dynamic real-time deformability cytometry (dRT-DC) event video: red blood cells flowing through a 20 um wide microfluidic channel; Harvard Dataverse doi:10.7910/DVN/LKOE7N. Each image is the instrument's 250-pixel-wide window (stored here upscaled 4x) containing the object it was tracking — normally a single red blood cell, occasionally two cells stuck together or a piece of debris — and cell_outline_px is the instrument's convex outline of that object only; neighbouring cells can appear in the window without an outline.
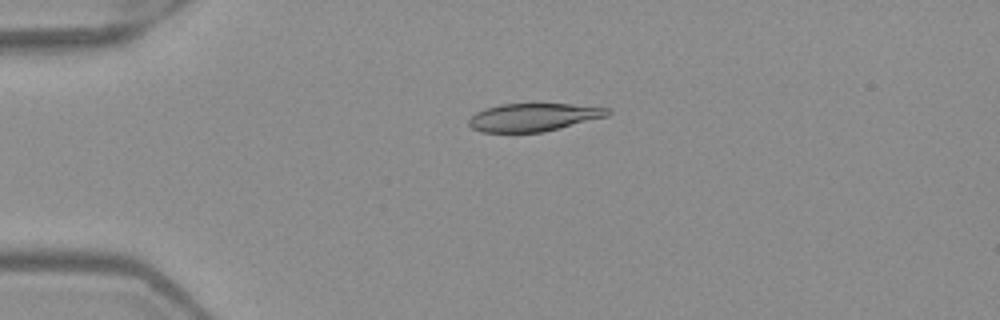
{"species": "Egyptian fruit bat (a non-hibernating species)", "species_latin": "Rousettus aegyptiacus", "temperature_condition": "warm", "stored_images_in_passage": 5, "camera_frame_rate_fps": 3000, "um_per_image_px": 0.085, "frame": {"image": 1, "passage_image": 4, "time_ms": 1.0, "image_size_px": [1000, 320], "cell_outline_px": [[612, 112], [608, 116], [544, 132], [480, 132], [472, 128], [468, 124], [468, 120], [476, 112], [500, 104], [572, 104], [608, 108]], "centroid_in_image_um": [45.36, 9.97], "position_along_channel_um": 39.6, "area_um2": 22.54}}